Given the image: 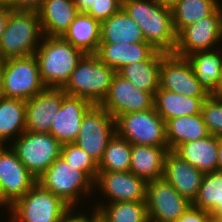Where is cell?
Returning <instances> with one entry per match:
<instances>
[{
  "mask_svg": "<svg viewBox=\"0 0 222 222\" xmlns=\"http://www.w3.org/2000/svg\"><path fill=\"white\" fill-rule=\"evenodd\" d=\"M122 8L139 25L147 43L157 51L174 52L177 34L171 6L155 0H122Z\"/></svg>",
  "mask_w": 222,
  "mask_h": 222,
  "instance_id": "obj_1",
  "label": "cell"
},
{
  "mask_svg": "<svg viewBox=\"0 0 222 222\" xmlns=\"http://www.w3.org/2000/svg\"><path fill=\"white\" fill-rule=\"evenodd\" d=\"M46 88H63L84 53L62 36H43L34 54Z\"/></svg>",
  "mask_w": 222,
  "mask_h": 222,
  "instance_id": "obj_2",
  "label": "cell"
},
{
  "mask_svg": "<svg viewBox=\"0 0 222 222\" xmlns=\"http://www.w3.org/2000/svg\"><path fill=\"white\" fill-rule=\"evenodd\" d=\"M42 38L38 12L11 9L0 38V61L34 55Z\"/></svg>",
  "mask_w": 222,
  "mask_h": 222,
  "instance_id": "obj_3",
  "label": "cell"
},
{
  "mask_svg": "<svg viewBox=\"0 0 222 222\" xmlns=\"http://www.w3.org/2000/svg\"><path fill=\"white\" fill-rule=\"evenodd\" d=\"M116 73L95 54H84L62 89L68 95L86 99L93 105H100L107 96Z\"/></svg>",
  "mask_w": 222,
  "mask_h": 222,
  "instance_id": "obj_4",
  "label": "cell"
},
{
  "mask_svg": "<svg viewBox=\"0 0 222 222\" xmlns=\"http://www.w3.org/2000/svg\"><path fill=\"white\" fill-rule=\"evenodd\" d=\"M37 182L70 207L77 208L80 199L94 191V182L83 172L58 157ZM93 190V191H92Z\"/></svg>",
  "mask_w": 222,
  "mask_h": 222,
  "instance_id": "obj_5",
  "label": "cell"
},
{
  "mask_svg": "<svg viewBox=\"0 0 222 222\" xmlns=\"http://www.w3.org/2000/svg\"><path fill=\"white\" fill-rule=\"evenodd\" d=\"M70 208L37 182L10 207L8 222H60Z\"/></svg>",
  "mask_w": 222,
  "mask_h": 222,
  "instance_id": "obj_6",
  "label": "cell"
},
{
  "mask_svg": "<svg viewBox=\"0 0 222 222\" xmlns=\"http://www.w3.org/2000/svg\"><path fill=\"white\" fill-rule=\"evenodd\" d=\"M2 96L27 101L46 87L35 55L2 61Z\"/></svg>",
  "mask_w": 222,
  "mask_h": 222,
  "instance_id": "obj_7",
  "label": "cell"
},
{
  "mask_svg": "<svg viewBox=\"0 0 222 222\" xmlns=\"http://www.w3.org/2000/svg\"><path fill=\"white\" fill-rule=\"evenodd\" d=\"M11 148L28 171L38 179L61 154L62 144L50 133L24 131Z\"/></svg>",
  "mask_w": 222,
  "mask_h": 222,
  "instance_id": "obj_8",
  "label": "cell"
},
{
  "mask_svg": "<svg viewBox=\"0 0 222 222\" xmlns=\"http://www.w3.org/2000/svg\"><path fill=\"white\" fill-rule=\"evenodd\" d=\"M116 133L131 144L168 146L165 121L155 108L125 113L115 118Z\"/></svg>",
  "mask_w": 222,
  "mask_h": 222,
  "instance_id": "obj_9",
  "label": "cell"
},
{
  "mask_svg": "<svg viewBox=\"0 0 222 222\" xmlns=\"http://www.w3.org/2000/svg\"><path fill=\"white\" fill-rule=\"evenodd\" d=\"M222 41V5L210 16L184 27L177 34L173 54L188 57L198 51L214 50Z\"/></svg>",
  "mask_w": 222,
  "mask_h": 222,
  "instance_id": "obj_10",
  "label": "cell"
},
{
  "mask_svg": "<svg viewBox=\"0 0 222 222\" xmlns=\"http://www.w3.org/2000/svg\"><path fill=\"white\" fill-rule=\"evenodd\" d=\"M115 133V118L100 105H93L83 116L74 143L99 164L109 140Z\"/></svg>",
  "mask_w": 222,
  "mask_h": 222,
  "instance_id": "obj_11",
  "label": "cell"
},
{
  "mask_svg": "<svg viewBox=\"0 0 222 222\" xmlns=\"http://www.w3.org/2000/svg\"><path fill=\"white\" fill-rule=\"evenodd\" d=\"M145 202L149 222H175L192 205L163 178L147 182Z\"/></svg>",
  "mask_w": 222,
  "mask_h": 222,
  "instance_id": "obj_12",
  "label": "cell"
},
{
  "mask_svg": "<svg viewBox=\"0 0 222 222\" xmlns=\"http://www.w3.org/2000/svg\"><path fill=\"white\" fill-rule=\"evenodd\" d=\"M159 88L189 97H209L187 58L167 53L161 60Z\"/></svg>",
  "mask_w": 222,
  "mask_h": 222,
  "instance_id": "obj_13",
  "label": "cell"
},
{
  "mask_svg": "<svg viewBox=\"0 0 222 222\" xmlns=\"http://www.w3.org/2000/svg\"><path fill=\"white\" fill-rule=\"evenodd\" d=\"M36 183L37 179L18 159L11 146L0 145V188L3 199L12 206Z\"/></svg>",
  "mask_w": 222,
  "mask_h": 222,
  "instance_id": "obj_14",
  "label": "cell"
},
{
  "mask_svg": "<svg viewBox=\"0 0 222 222\" xmlns=\"http://www.w3.org/2000/svg\"><path fill=\"white\" fill-rule=\"evenodd\" d=\"M111 116L143 112L154 107V96L137 89L130 81L116 73L108 94L100 104Z\"/></svg>",
  "mask_w": 222,
  "mask_h": 222,
  "instance_id": "obj_15",
  "label": "cell"
},
{
  "mask_svg": "<svg viewBox=\"0 0 222 222\" xmlns=\"http://www.w3.org/2000/svg\"><path fill=\"white\" fill-rule=\"evenodd\" d=\"M147 182L133 173L98 171L94 190L101 193L107 203L146 201Z\"/></svg>",
  "mask_w": 222,
  "mask_h": 222,
  "instance_id": "obj_16",
  "label": "cell"
},
{
  "mask_svg": "<svg viewBox=\"0 0 222 222\" xmlns=\"http://www.w3.org/2000/svg\"><path fill=\"white\" fill-rule=\"evenodd\" d=\"M93 104L83 98L66 94L62 89V104L50 129L61 144L73 143L78 137L83 116Z\"/></svg>",
  "mask_w": 222,
  "mask_h": 222,
  "instance_id": "obj_17",
  "label": "cell"
},
{
  "mask_svg": "<svg viewBox=\"0 0 222 222\" xmlns=\"http://www.w3.org/2000/svg\"><path fill=\"white\" fill-rule=\"evenodd\" d=\"M62 104V88H45L26 101V131L50 133Z\"/></svg>",
  "mask_w": 222,
  "mask_h": 222,
  "instance_id": "obj_18",
  "label": "cell"
},
{
  "mask_svg": "<svg viewBox=\"0 0 222 222\" xmlns=\"http://www.w3.org/2000/svg\"><path fill=\"white\" fill-rule=\"evenodd\" d=\"M203 176L204 173L181 159L173 151L167 153L162 178L191 203L198 194Z\"/></svg>",
  "mask_w": 222,
  "mask_h": 222,
  "instance_id": "obj_19",
  "label": "cell"
},
{
  "mask_svg": "<svg viewBox=\"0 0 222 222\" xmlns=\"http://www.w3.org/2000/svg\"><path fill=\"white\" fill-rule=\"evenodd\" d=\"M158 51L149 43H100L95 53L105 65L118 72L124 66L151 59Z\"/></svg>",
  "mask_w": 222,
  "mask_h": 222,
  "instance_id": "obj_20",
  "label": "cell"
},
{
  "mask_svg": "<svg viewBox=\"0 0 222 222\" xmlns=\"http://www.w3.org/2000/svg\"><path fill=\"white\" fill-rule=\"evenodd\" d=\"M219 137L209 135L179 145L173 152L202 173L218 171Z\"/></svg>",
  "mask_w": 222,
  "mask_h": 222,
  "instance_id": "obj_21",
  "label": "cell"
},
{
  "mask_svg": "<svg viewBox=\"0 0 222 222\" xmlns=\"http://www.w3.org/2000/svg\"><path fill=\"white\" fill-rule=\"evenodd\" d=\"M168 146H147L131 144L129 172L146 182L161 179Z\"/></svg>",
  "mask_w": 222,
  "mask_h": 222,
  "instance_id": "obj_22",
  "label": "cell"
},
{
  "mask_svg": "<svg viewBox=\"0 0 222 222\" xmlns=\"http://www.w3.org/2000/svg\"><path fill=\"white\" fill-rule=\"evenodd\" d=\"M38 14L43 36H63L79 12L74 0H45Z\"/></svg>",
  "mask_w": 222,
  "mask_h": 222,
  "instance_id": "obj_23",
  "label": "cell"
},
{
  "mask_svg": "<svg viewBox=\"0 0 222 222\" xmlns=\"http://www.w3.org/2000/svg\"><path fill=\"white\" fill-rule=\"evenodd\" d=\"M141 42H146L141 28L123 8L101 22L100 43L135 44Z\"/></svg>",
  "mask_w": 222,
  "mask_h": 222,
  "instance_id": "obj_24",
  "label": "cell"
},
{
  "mask_svg": "<svg viewBox=\"0 0 222 222\" xmlns=\"http://www.w3.org/2000/svg\"><path fill=\"white\" fill-rule=\"evenodd\" d=\"M207 98L189 97L159 88L154 95V108L166 122L176 117L201 113L202 103Z\"/></svg>",
  "mask_w": 222,
  "mask_h": 222,
  "instance_id": "obj_25",
  "label": "cell"
},
{
  "mask_svg": "<svg viewBox=\"0 0 222 222\" xmlns=\"http://www.w3.org/2000/svg\"><path fill=\"white\" fill-rule=\"evenodd\" d=\"M165 127L169 151H174L183 143L210 135L201 113L169 119Z\"/></svg>",
  "mask_w": 222,
  "mask_h": 222,
  "instance_id": "obj_26",
  "label": "cell"
},
{
  "mask_svg": "<svg viewBox=\"0 0 222 222\" xmlns=\"http://www.w3.org/2000/svg\"><path fill=\"white\" fill-rule=\"evenodd\" d=\"M62 37L84 54H95L101 39V22L79 13Z\"/></svg>",
  "mask_w": 222,
  "mask_h": 222,
  "instance_id": "obj_27",
  "label": "cell"
},
{
  "mask_svg": "<svg viewBox=\"0 0 222 222\" xmlns=\"http://www.w3.org/2000/svg\"><path fill=\"white\" fill-rule=\"evenodd\" d=\"M214 50L198 51L186 57L190 62L199 83L212 95H219L221 46ZM220 51V52H219Z\"/></svg>",
  "mask_w": 222,
  "mask_h": 222,
  "instance_id": "obj_28",
  "label": "cell"
},
{
  "mask_svg": "<svg viewBox=\"0 0 222 222\" xmlns=\"http://www.w3.org/2000/svg\"><path fill=\"white\" fill-rule=\"evenodd\" d=\"M166 54L158 51L151 59L128 64L117 73L130 81L137 89L151 93L154 96L159 89L161 60Z\"/></svg>",
  "mask_w": 222,
  "mask_h": 222,
  "instance_id": "obj_29",
  "label": "cell"
},
{
  "mask_svg": "<svg viewBox=\"0 0 222 222\" xmlns=\"http://www.w3.org/2000/svg\"><path fill=\"white\" fill-rule=\"evenodd\" d=\"M25 115L26 101L0 97V145H7L10 139L11 144L26 131Z\"/></svg>",
  "mask_w": 222,
  "mask_h": 222,
  "instance_id": "obj_30",
  "label": "cell"
},
{
  "mask_svg": "<svg viewBox=\"0 0 222 222\" xmlns=\"http://www.w3.org/2000/svg\"><path fill=\"white\" fill-rule=\"evenodd\" d=\"M220 5V0H176L171 5L176 34L184 27L210 16Z\"/></svg>",
  "mask_w": 222,
  "mask_h": 222,
  "instance_id": "obj_31",
  "label": "cell"
},
{
  "mask_svg": "<svg viewBox=\"0 0 222 222\" xmlns=\"http://www.w3.org/2000/svg\"><path fill=\"white\" fill-rule=\"evenodd\" d=\"M102 203L95 205L101 222H149L145 201Z\"/></svg>",
  "mask_w": 222,
  "mask_h": 222,
  "instance_id": "obj_32",
  "label": "cell"
},
{
  "mask_svg": "<svg viewBox=\"0 0 222 222\" xmlns=\"http://www.w3.org/2000/svg\"><path fill=\"white\" fill-rule=\"evenodd\" d=\"M192 206L211 214H222V172L205 173Z\"/></svg>",
  "mask_w": 222,
  "mask_h": 222,
  "instance_id": "obj_33",
  "label": "cell"
},
{
  "mask_svg": "<svg viewBox=\"0 0 222 222\" xmlns=\"http://www.w3.org/2000/svg\"><path fill=\"white\" fill-rule=\"evenodd\" d=\"M131 143L117 133L109 140L98 171L126 172L130 169Z\"/></svg>",
  "mask_w": 222,
  "mask_h": 222,
  "instance_id": "obj_34",
  "label": "cell"
},
{
  "mask_svg": "<svg viewBox=\"0 0 222 222\" xmlns=\"http://www.w3.org/2000/svg\"><path fill=\"white\" fill-rule=\"evenodd\" d=\"M60 157L80 171H83L95 182L98 164L74 142L62 144Z\"/></svg>",
  "mask_w": 222,
  "mask_h": 222,
  "instance_id": "obj_35",
  "label": "cell"
},
{
  "mask_svg": "<svg viewBox=\"0 0 222 222\" xmlns=\"http://www.w3.org/2000/svg\"><path fill=\"white\" fill-rule=\"evenodd\" d=\"M201 114L211 135L222 137V95L212 94L202 103Z\"/></svg>",
  "mask_w": 222,
  "mask_h": 222,
  "instance_id": "obj_36",
  "label": "cell"
},
{
  "mask_svg": "<svg viewBox=\"0 0 222 222\" xmlns=\"http://www.w3.org/2000/svg\"><path fill=\"white\" fill-rule=\"evenodd\" d=\"M122 8V0H94L85 14L102 22Z\"/></svg>",
  "mask_w": 222,
  "mask_h": 222,
  "instance_id": "obj_37",
  "label": "cell"
},
{
  "mask_svg": "<svg viewBox=\"0 0 222 222\" xmlns=\"http://www.w3.org/2000/svg\"><path fill=\"white\" fill-rule=\"evenodd\" d=\"M175 222H212L211 213L190 206Z\"/></svg>",
  "mask_w": 222,
  "mask_h": 222,
  "instance_id": "obj_38",
  "label": "cell"
},
{
  "mask_svg": "<svg viewBox=\"0 0 222 222\" xmlns=\"http://www.w3.org/2000/svg\"><path fill=\"white\" fill-rule=\"evenodd\" d=\"M75 211V212H73ZM92 213V214H91ZM90 215V216H89ZM89 216V217H88ZM99 212L96 208L90 214H82V212H76V207H71L62 217L60 222H98Z\"/></svg>",
  "mask_w": 222,
  "mask_h": 222,
  "instance_id": "obj_39",
  "label": "cell"
},
{
  "mask_svg": "<svg viewBox=\"0 0 222 222\" xmlns=\"http://www.w3.org/2000/svg\"><path fill=\"white\" fill-rule=\"evenodd\" d=\"M45 0H10L7 4L13 10L36 11L41 8Z\"/></svg>",
  "mask_w": 222,
  "mask_h": 222,
  "instance_id": "obj_40",
  "label": "cell"
},
{
  "mask_svg": "<svg viewBox=\"0 0 222 222\" xmlns=\"http://www.w3.org/2000/svg\"><path fill=\"white\" fill-rule=\"evenodd\" d=\"M10 12L11 8L8 7L7 5H3L2 7H0V38L5 31V27L9 19Z\"/></svg>",
  "mask_w": 222,
  "mask_h": 222,
  "instance_id": "obj_41",
  "label": "cell"
},
{
  "mask_svg": "<svg viewBox=\"0 0 222 222\" xmlns=\"http://www.w3.org/2000/svg\"><path fill=\"white\" fill-rule=\"evenodd\" d=\"M93 1L94 0H74V4L79 13H85L90 8Z\"/></svg>",
  "mask_w": 222,
  "mask_h": 222,
  "instance_id": "obj_42",
  "label": "cell"
},
{
  "mask_svg": "<svg viewBox=\"0 0 222 222\" xmlns=\"http://www.w3.org/2000/svg\"><path fill=\"white\" fill-rule=\"evenodd\" d=\"M218 171L222 172V137L219 138Z\"/></svg>",
  "mask_w": 222,
  "mask_h": 222,
  "instance_id": "obj_43",
  "label": "cell"
},
{
  "mask_svg": "<svg viewBox=\"0 0 222 222\" xmlns=\"http://www.w3.org/2000/svg\"><path fill=\"white\" fill-rule=\"evenodd\" d=\"M4 206L6 209L8 208L10 211V205L3 199L1 188H0V207Z\"/></svg>",
  "mask_w": 222,
  "mask_h": 222,
  "instance_id": "obj_44",
  "label": "cell"
},
{
  "mask_svg": "<svg viewBox=\"0 0 222 222\" xmlns=\"http://www.w3.org/2000/svg\"><path fill=\"white\" fill-rule=\"evenodd\" d=\"M212 222H222V214H211Z\"/></svg>",
  "mask_w": 222,
  "mask_h": 222,
  "instance_id": "obj_45",
  "label": "cell"
},
{
  "mask_svg": "<svg viewBox=\"0 0 222 222\" xmlns=\"http://www.w3.org/2000/svg\"><path fill=\"white\" fill-rule=\"evenodd\" d=\"M157 3L171 6L176 0H155Z\"/></svg>",
  "mask_w": 222,
  "mask_h": 222,
  "instance_id": "obj_46",
  "label": "cell"
},
{
  "mask_svg": "<svg viewBox=\"0 0 222 222\" xmlns=\"http://www.w3.org/2000/svg\"><path fill=\"white\" fill-rule=\"evenodd\" d=\"M219 95H222V62L220 66Z\"/></svg>",
  "mask_w": 222,
  "mask_h": 222,
  "instance_id": "obj_47",
  "label": "cell"
},
{
  "mask_svg": "<svg viewBox=\"0 0 222 222\" xmlns=\"http://www.w3.org/2000/svg\"><path fill=\"white\" fill-rule=\"evenodd\" d=\"M1 80H2V61H0V97L2 96Z\"/></svg>",
  "mask_w": 222,
  "mask_h": 222,
  "instance_id": "obj_48",
  "label": "cell"
},
{
  "mask_svg": "<svg viewBox=\"0 0 222 222\" xmlns=\"http://www.w3.org/2000/svg\"><path fill=\"white\" fill-rule=\"evenodd\" d=\"M0 2L2 5H7L10 2V0H0Z\"/></svg>",
  "mask_w": 222,
  "mask_h": 222,
  "instance_id": "obj_49",
  "label": "cell"
}]
</instances>
